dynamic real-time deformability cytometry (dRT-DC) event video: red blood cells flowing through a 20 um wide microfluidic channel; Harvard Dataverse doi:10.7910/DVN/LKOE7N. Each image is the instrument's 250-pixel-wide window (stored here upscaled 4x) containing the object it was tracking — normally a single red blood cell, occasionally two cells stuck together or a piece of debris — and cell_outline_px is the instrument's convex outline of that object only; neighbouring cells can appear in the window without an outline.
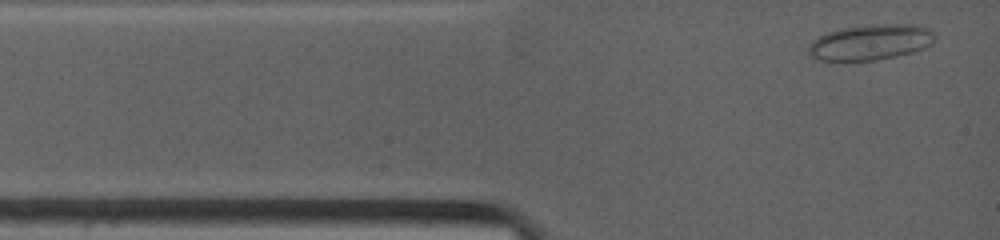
{"species": "common noctule bat (a hibernating species)", "species_latin": "Nyctalus noctula", "temperature_condition": "warm", "stored_images_in_passage": 7, "camera_frame_rate_fps": 4500, "um_per_image_px": 0.085, "animal": {"sex": "female", "body_mass_g": 19.0, "forearm_length_mm": 53.3}, "frame": {"image": 1, "passage_image": 1, "time_ms": 0.0, "image_size_px": [1000, 240], "cell_outline_px": [[936, 36], [932, 44], [924, 48], [912, 52], [896, 56], [876, 60], [844, 64], [832, 64], [816, 60], [808, 52], [808, 48], [812, 40], [828, 32], [840, 28], [876, 24], [920, 24], [932, 28]], "centroid_in_image_um": [73.97, 3.63], "position_along_channel_um": 11.0, "area_um2": 27.46}}
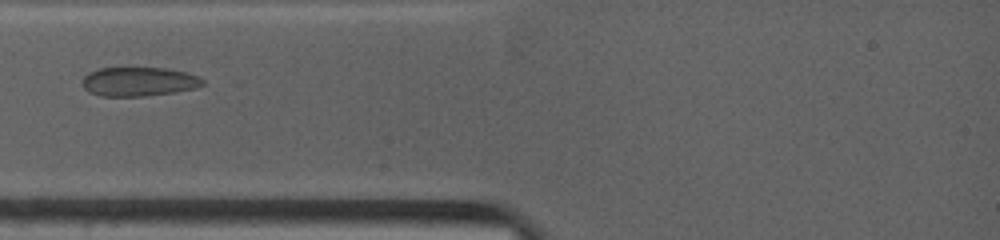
{"frame": {"image": 2, "passage_image": 6, "time_ms": 2.444, "image_size_px": [1000, 240], "cell_outline_px": [[204, 84], [196, 88], [172, 92], [144, 96], [100, 96], [88, 92], [84, 88], [84, 76], [88, 72], [100, 68], [164, 68], [188, 72], [204, 80]], "centroid_in_image_um": [11.79, 6.94], "position_along_channel_um": 73.2, "area_um2": 20.29}}